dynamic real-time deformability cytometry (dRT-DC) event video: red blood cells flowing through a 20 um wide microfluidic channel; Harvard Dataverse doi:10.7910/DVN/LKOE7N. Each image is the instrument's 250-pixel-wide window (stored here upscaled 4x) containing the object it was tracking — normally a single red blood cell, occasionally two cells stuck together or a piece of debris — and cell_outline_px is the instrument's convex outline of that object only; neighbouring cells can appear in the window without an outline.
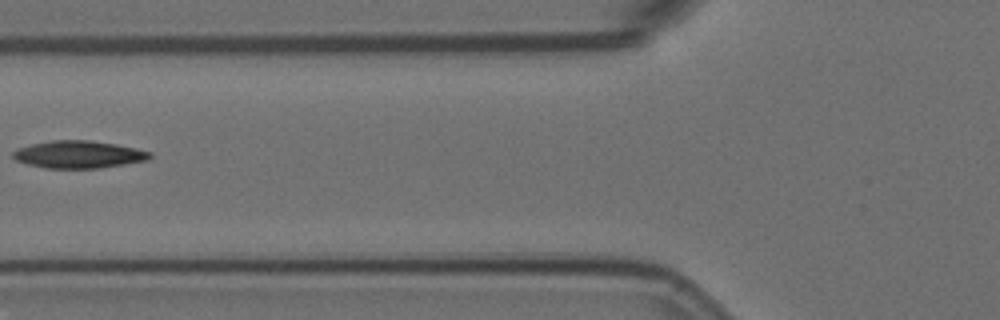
{"species": "Egyptian fruit bat (a non-hibernating species)", "species_latin": "Rousettus aegyptiacus", "temperature_condition": "room temperature", "stored_images_in_passage": 6, "camera_frame_rate_fps": 3000, "um_per_image_px": 0.085, "animal": {"sex": "female"}, "frame": {"image": 1, "passage_image": 5, "time_ms": 1.333, "image_size_px": [1000, 320], "cell_outline_px": [[152, 156], [148, 160], [100, 168], [44, 168], [28, 164], [16, 160], [12, 156], [12, 152], [16, 148], [32, 144], [52, 140], [88, 140], [116, 144], [136, 148], [152, 152]], "centroid_in_image_um": [6.68, 13.13], "position_along_channel_um": 119.1, "area_um2": 21.91}}
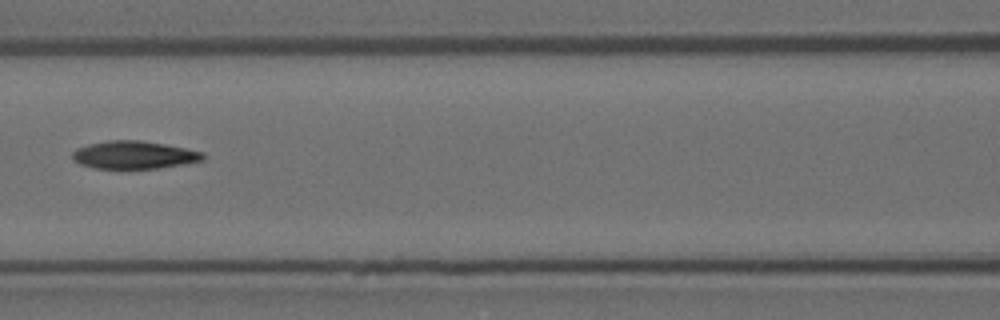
{"frame": {"image": 2, "passage_image": 6, "time_ms": 1.667, "image_size_px": [1000, 320], "cell_outline_px": [[204, 160], [156, 168], [96, 168], [80, 164], [72, 160], [72, 152], [76, 148], [88, 144], [108, 140], [140, 140], [164, 144], [204, 152]], "centroid_in_image_um": [11.34, 13.16], "position_along_channel_um": 155.3, "area_um2": 20.98}}